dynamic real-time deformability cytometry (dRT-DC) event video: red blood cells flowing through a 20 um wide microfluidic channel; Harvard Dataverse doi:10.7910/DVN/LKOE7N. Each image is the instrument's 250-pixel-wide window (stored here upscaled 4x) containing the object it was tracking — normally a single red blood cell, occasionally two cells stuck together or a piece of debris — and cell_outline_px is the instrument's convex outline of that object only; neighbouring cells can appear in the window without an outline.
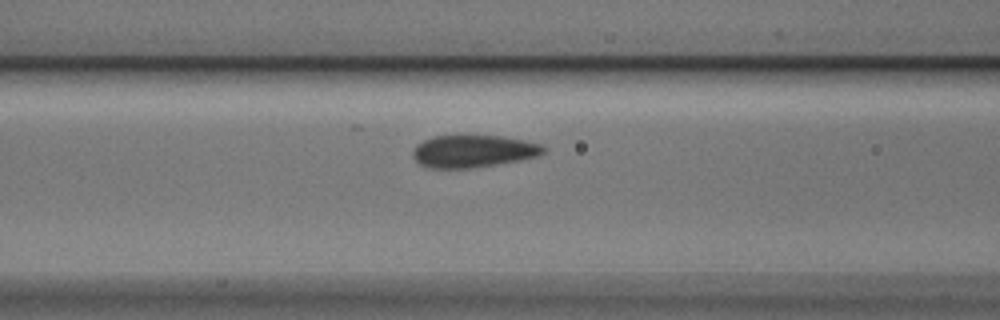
{"species": "Egyptian fruit bat (a non-hibernating species)", "species_latin": "Rousettus aegyptiacus", "temperature_condition": "cold", "stored_images_in_passage": 6, "segment_of_instrument_passage": [2, 2], "camera_frame_rate_fps": 3000, "um_per_image_px": 0.085, "animal": {"sex": "male"}, "frame": {"image": 1, "passage_image": 6, "time_ms": 1.667, "image_size_px": [1000, 320], "cell_outline_px": [[544, 152], [536, 156], [520, 160], [468, 168], [432, 168], [420, 164], [412, 156], [412, 152], [416, 144], [432, 136], [500, 136], [524, 140], [540, 144], [544, 148]], "centroid_in_image_um": [40.18, 12.85], "position_along_channel_um": 126.4, "area_um2": 24.28}}